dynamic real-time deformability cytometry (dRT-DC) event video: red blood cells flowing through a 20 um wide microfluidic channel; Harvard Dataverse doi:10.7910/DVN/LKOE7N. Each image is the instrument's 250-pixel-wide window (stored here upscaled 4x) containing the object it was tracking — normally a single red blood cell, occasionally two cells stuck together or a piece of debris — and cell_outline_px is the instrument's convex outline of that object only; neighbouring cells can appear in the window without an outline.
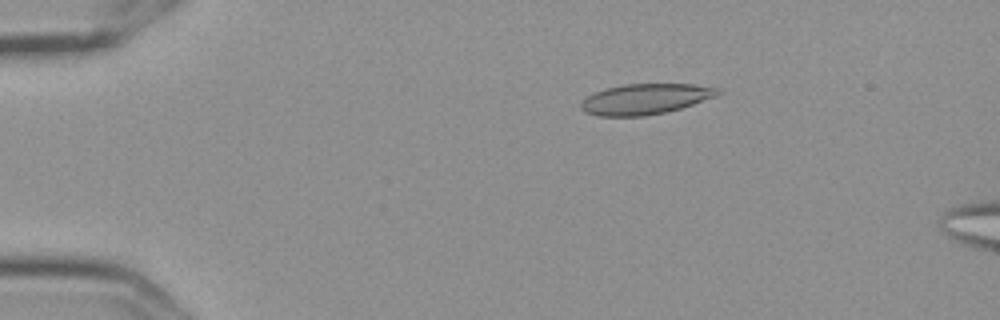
{"species": "Egyptian fruit bat (a non-hibernating species)", "species_latin": "Rousettus aegyptiacus", "temperature_condition": "cold", "stored_images_in_passage": 4, "camera_frame_rate_fps": 3000, "um_per_image_px": 0.085, "frame": {"image": 1, "passage_image": 1, "time_ms": 0.0, "image_size_px": [1000, 320], "cell_outline_px": [[724, 92], [716, 96], [680, 108], [664, 112], [644, 116], [600, 116], [584, 112], [580, 108], [580, 104], [588, 96], [596, 92], [608, 88], [624, 84], [692, 84], [720, 88]], "centroid_in_image_um": [54.87, 8.41], "position_along_channel_um": 30.1, "area_um2": 24.16}}